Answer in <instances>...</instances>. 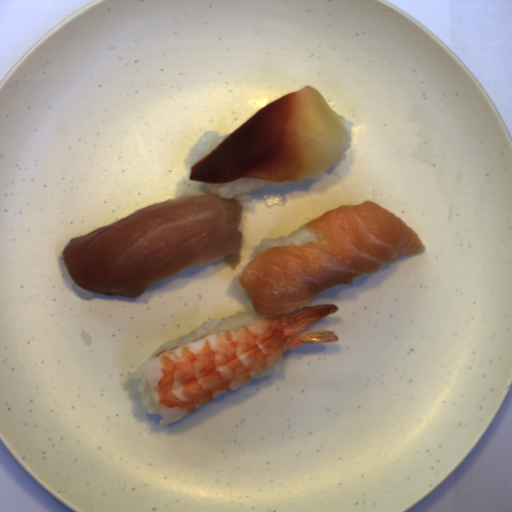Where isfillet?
<instances>
[{
  "mask_svg": "<svg viewBox=\"0 0 512 512\" xmlns=\"http://www.w3.org/2000/svg\"><path fill=\"white\" fill-rule=\"evenodd\" d=\"M305 229L324 242L277 244L254 256L239 276L263 319L307 307L320 292L426 252L421 237L401 218L367 200L327 210Z\"/></svg>",
  "mask_w": 512,
  "mask_h": 512,
  "instance_id": "fillet-1",
  "label": "fillet"
}]
</instances>
